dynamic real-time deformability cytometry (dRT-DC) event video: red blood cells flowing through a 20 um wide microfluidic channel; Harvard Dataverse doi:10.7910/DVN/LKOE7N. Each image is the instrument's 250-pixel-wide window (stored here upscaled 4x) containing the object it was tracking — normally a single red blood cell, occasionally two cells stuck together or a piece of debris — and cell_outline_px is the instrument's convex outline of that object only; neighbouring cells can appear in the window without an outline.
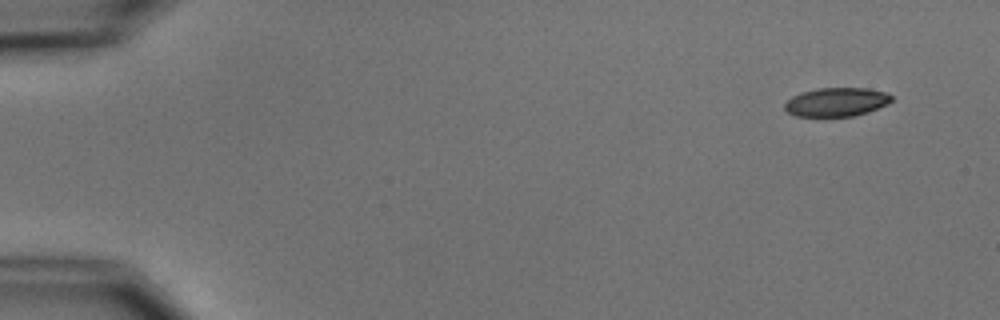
{"species": "common noctule bat (a hibernating species)", "species_latin": "Nyctalus noctula", "temperature_condition": "cold", "stored_images_in_passage": 4, "camera_frame_rate_fps": 3000, "um_per_image_px": 0.085, "animal": {"sex": "male", "body_mass_g": 15.6}, "frame": {"image": 1, "passage_image": 1, "time_ms": 0.0, "image_size_px": [1000, 320], "cell_outline_px": [[892, 100], [888, 104], [868, 112], [852, 116], [796, 116], [788, 112], [784, 108], [784, 104], [792, 96], [800, 92], [816, 88], [868, 88], [888, 92], [892, 96]], "centroid_in_image_um": [71.11, 8.66], "position_along_channel_um": 13.9, "area_um2": 18.03}}
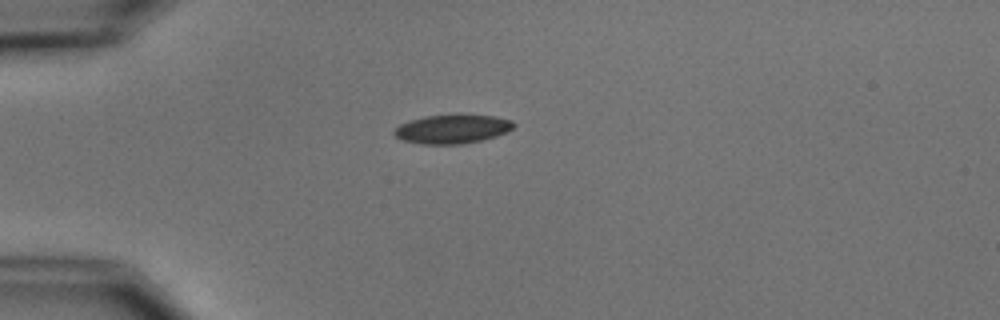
{"frame": {"image": 2, "passage_image": 4, "time_ms": 3.667, "image_size_px": [1000, 320], "cell_outline_px": [[516, 124], [508, 132], [496, 136], [480, 140], [460, 144], [424, 144], [404, 140], [396, 136], [392, 132], [400, 124], [408, 120], [424, 116], [456, 112], [460, 112], [496, 116], [512, 120]], "centroid_in_image_um": [38.48, 10.91], "position_along_channel_um": 46.5, "area_um2": 20.81}}